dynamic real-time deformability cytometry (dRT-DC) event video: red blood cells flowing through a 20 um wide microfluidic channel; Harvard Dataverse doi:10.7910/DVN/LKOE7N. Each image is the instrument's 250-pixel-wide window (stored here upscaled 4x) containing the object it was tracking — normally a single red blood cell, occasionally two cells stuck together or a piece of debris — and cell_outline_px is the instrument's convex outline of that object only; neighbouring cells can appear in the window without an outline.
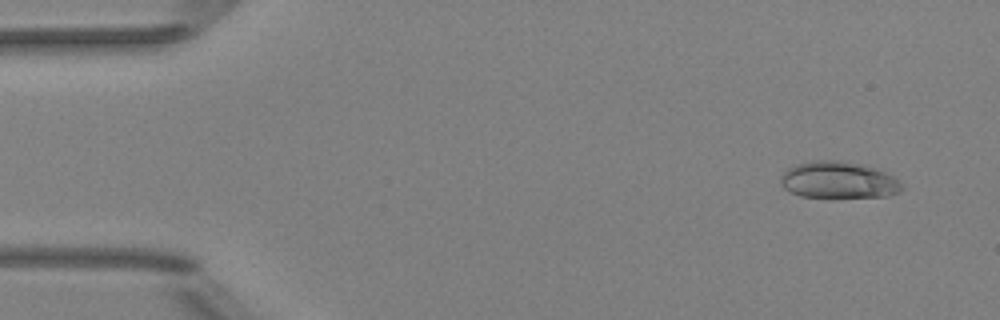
{"species": "Egyptian fruit bat (a non-hibernating species)", "species_latin": "Rousettus aegyptiacus", "temperature_condition": "room temperature", "stored_images_in_passage": 5, "camera_frame_rate_fps": 3000, "um_per_image_px": 0.085, "animal": {"sex": "female"}, "frame": {"image": 1, "passage_image": 2, "time_ms": 1.0, "image_size_px": [1000, 320], "cell_outline_px": [[904, 188], [900, 192], [888, 196], [828, 200], [800, 196], [784, 188], [780, 180], [780, 176], [788, 168], [796, 164], [812, 160], [836, 160], [864, 164], [884, 172], [900, 180], [904, 184]], "centroid_in_image_um": [71.3, 15.35], "position_along_channel_um": 13.7, "area_um2": 27.05}}
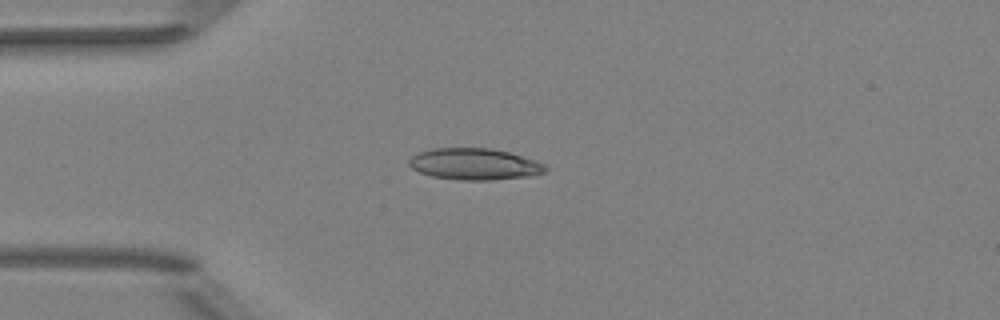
{"frame": {"image": 2, "passage_image": 5, "time_ms": 4.333, "image_size_px": [1000, 320], "cell_outline_px": [[548, 168], [544, 172], [532, 176], [492, 180], [460, 180], [432, 176], [420, 172], [412, 168], [408, 164], [408, 160], [412, 156], [420, 152], [432, 148], [488, 148], [508, 152], [536, 160], [548, 164]], "centroid_in_image_um": [40.37, 13.95], "position_along_channel_um": 44.6, "area_um2": 25.14}}